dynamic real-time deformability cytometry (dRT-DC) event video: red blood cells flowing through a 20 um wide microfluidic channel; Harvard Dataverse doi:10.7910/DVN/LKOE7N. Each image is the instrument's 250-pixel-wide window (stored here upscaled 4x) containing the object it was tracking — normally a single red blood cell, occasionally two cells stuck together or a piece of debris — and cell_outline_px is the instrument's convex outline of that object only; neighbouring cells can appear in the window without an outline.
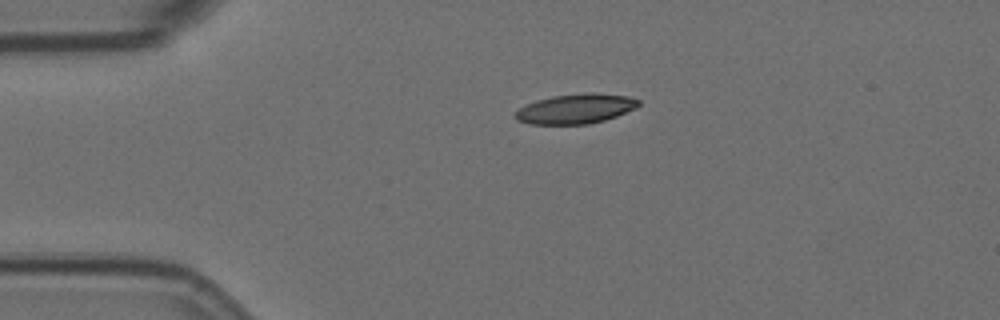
{"species": "Egyptian fruit bat (a non-hibernating species)", "species_latin": "Rousettus aegyptiacus", "temperature_condition": "room temperature", "stored_images_in_passage": 2, "camera_frame_rate_fps": 3000, "um_per_image_px": 0.085, "animal": {"sex": "female"}, "frame": {"image": 1, "passage_image": 1, "time_ms": 0.0, "image_size_px": [1000, 320], "cell_outline_px": [[640, 104], [636, 108], [616, 116], [604, 120], [588, 124], [528, 124], [516, 120], [516, 112], [520, 108], [536, 100], [552, 96], [584, 92], [592, 92], [628, 96], [640, 100]], "centroid_in_image_um": [48.95, 9.24], "position_along_channel_um": 36.0, "area_um2": 21.39}}